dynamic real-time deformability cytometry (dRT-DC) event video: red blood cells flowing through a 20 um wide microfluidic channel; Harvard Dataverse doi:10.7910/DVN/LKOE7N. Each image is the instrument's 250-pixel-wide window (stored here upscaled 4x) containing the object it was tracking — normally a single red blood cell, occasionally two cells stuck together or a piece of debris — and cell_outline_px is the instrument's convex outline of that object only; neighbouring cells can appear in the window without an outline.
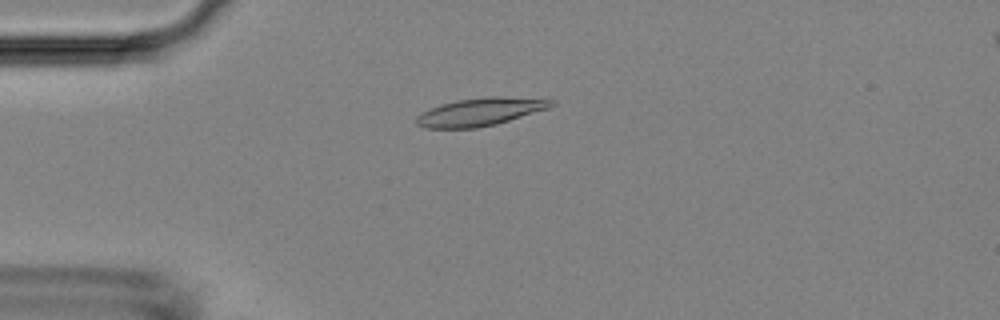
{"species": "Egyptian fruit bat (a non-hibernating species)", "species_latin": "Rousettus aegyptiacus", "temperature_condition": "room temperature", "stored_images_in_passage": 5, "camera_frame_rate_fps": 3000, "um_per_image_px": 0.085, "animal": {"sex": "female"}, "frame": {"image": 1, "passage_image": 4, "time_ms": 3.333, "image_size_px": [1000, 320], "cell_outline_px": [[556, 104], [548, 108], [496, 124], [476, 128], [424, 128], [416, 124], [416, 116], [420, 112], [440, 104], [456, 100], [488, 96], [504, 96], [556, 100]], "centroid_in_image_um": [40.79, 9.5], "position_along_channel_um": 44.2, "area_um2": 22.02}}